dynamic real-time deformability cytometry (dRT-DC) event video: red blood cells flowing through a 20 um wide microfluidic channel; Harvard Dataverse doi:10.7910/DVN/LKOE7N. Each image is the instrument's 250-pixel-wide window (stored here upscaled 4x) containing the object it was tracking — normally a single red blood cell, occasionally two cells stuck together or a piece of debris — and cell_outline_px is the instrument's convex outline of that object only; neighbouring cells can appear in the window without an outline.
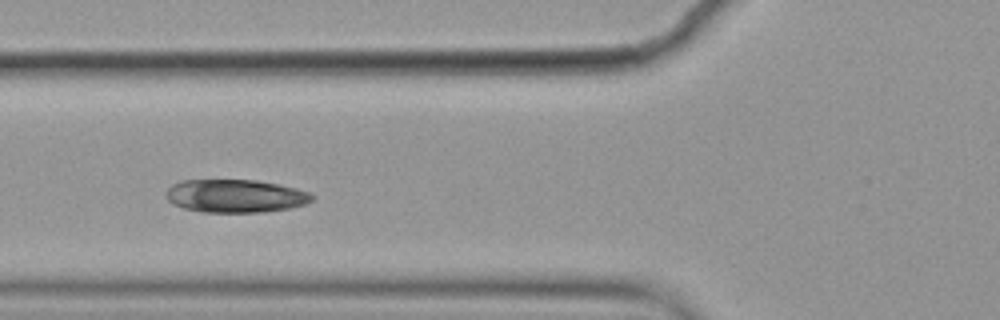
{"species": "common noctule bat (a hibernating species)", "species_latin": "Nyctalus noctula", "temperature_condition": "cold", "stored_images_in_passage": 6, "camera_frame_rate_fps": 3000, "um_per_image_px": 0.085, "animal": {"sex": "female", "body_mass_g": 19.9}, "frame": {"image": 1, "passage_image": 5, "time_ms": 1.333, "image_size_px": [1000, 320], "cell_outline_px": [[316, 196], [312, 200], [304, 204], [292, 208], [264, 212], [200, 212], [184, 208], [172, 204], [164, 196], [164, 192], [172, 184], [184, 180], [256, 180], [280, 184], [296, 188], [308, 192]], "centroid_in_image_um": [20.0, 16.66], "position_along_channel_um": 105.8, "area_um2": 28.44}}
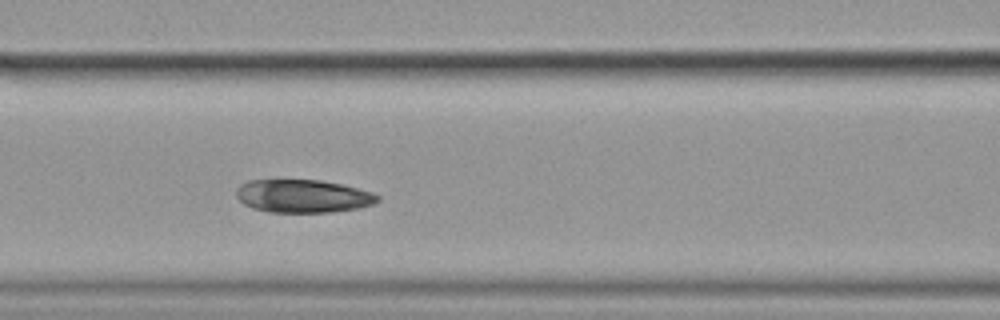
{"frame": {"image": 2, "passage_image": 6, "time_ms": 1.667, "image_size_px": [1000, 320], "cell_outline_px": [[380, 200], [372, 204], [360, 208], [332, 212], [268, 212], [252, 208], [244, 204], [236, 196], [236, 188], [240, 184], [248, 180], [320, 180], [340, 184], [372, 192], [380, 196]], "centroid_in_image_um": [25.73, 16.67], "position_along_channel_um": 140.9, "area_um2": 27.28}}